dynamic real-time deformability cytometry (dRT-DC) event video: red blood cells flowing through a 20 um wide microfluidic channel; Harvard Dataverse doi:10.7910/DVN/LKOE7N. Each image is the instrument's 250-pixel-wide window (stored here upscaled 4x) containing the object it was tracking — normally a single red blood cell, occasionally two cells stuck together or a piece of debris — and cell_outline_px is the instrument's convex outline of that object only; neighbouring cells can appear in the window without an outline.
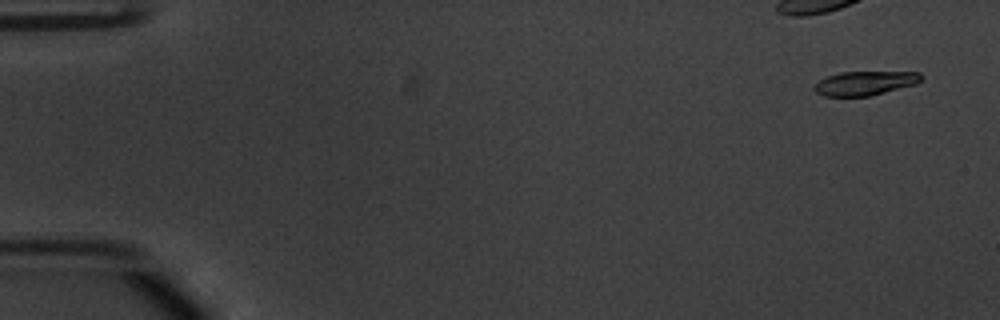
{"species": "common noctule bat (a hibernating species)", "species_latin": "Nyctalus noctula", "temperature_condition": "warm", "stored_images_in_passage": 53, "camera_frame_rate_fps": 3000, "um_per_image_px": 0.085, "animal": {"sex": "male", "body_mass_g": 20.1, "forearm_length_mm": 53.5}, "frame": {"image": 1, "passage_image": 3, "time_ms": 0.667, "image_size_px": [1000, 320], "cell_outline_px": [[920, 80], [916, 84], [868, 96], [824, 96], [816, 92], [812, 88], [820, 80], [828, 76], [840, 72], [920, 72]], "centroid_in_image_um": [73.48, 7.07], "position_along_channel_um": 11.5, "area_um2": 14.74}}